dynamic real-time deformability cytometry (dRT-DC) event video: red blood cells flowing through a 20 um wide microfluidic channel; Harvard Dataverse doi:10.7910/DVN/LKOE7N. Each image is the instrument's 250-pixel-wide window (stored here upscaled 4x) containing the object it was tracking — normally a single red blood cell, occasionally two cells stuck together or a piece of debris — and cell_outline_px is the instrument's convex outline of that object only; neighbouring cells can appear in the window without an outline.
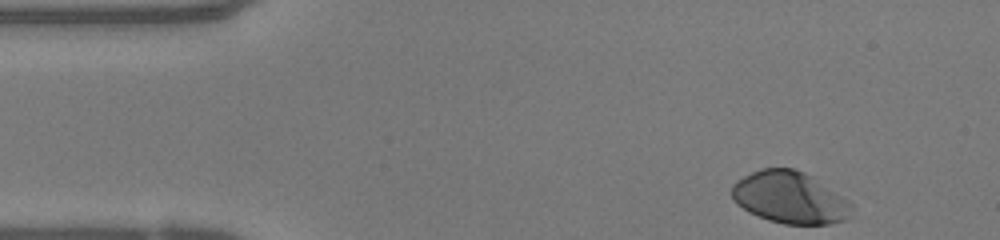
{"species": "human", "species_latin": "Homo sapiens", "temperature_condition": "warm", "stored_images_in_passage": 35, "camera_frame_rate_fps": 3000, "um_per_image_px": 0.085, "donor": {"sex": "female"}, "frame": {"image": 1, "passage_image": 1, "time_ms": 0.0, "image_size_px": [1000, 240], "cell_outline_px": [[848, 220], [828, 224], [784, 224], [768, 220], [748, 212], [736, 204], [732, 196], [732, 184], [736, 180], [760, 168], [792, 168], [804, 172], [812, 176], [848, 200]], "centroid_in_image_um": [67.08, 16.79], "position_along_channel_um": 17.9, "area_um2": 36.01}}
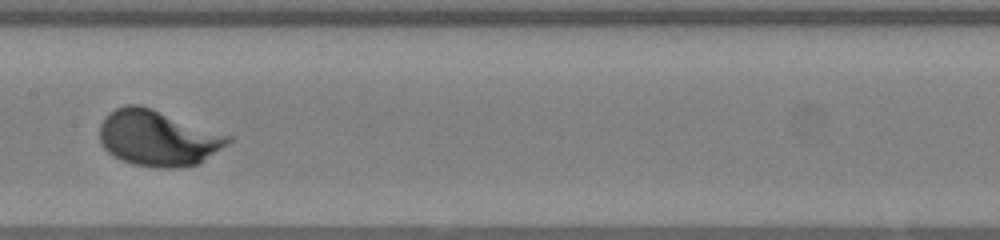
{"frame": {"image": 2, "passage_image": 20, "time_ms": 6.333, "image_size_px": [1000, 240], "cell_outline_px": [[232, 140], [228, 144], [200, 164], [176, 168], [156, 168], [132, 164], [120, 160], [112, 156], [100, 144], [100, 124], [104, 116], [108, 112], [124, 104], [136, 104], [152, 108], [232, 136]], "centroid_in_image_um": [13.4, 11.74], "position_along_channel_um": 194.0, "area_um2": 42.25}}
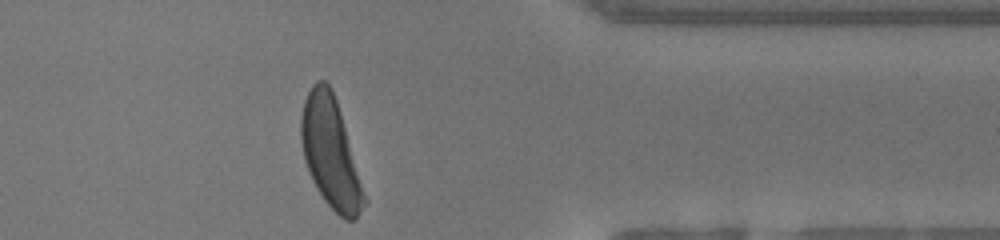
{"frame": {"image": 3, "passage_image": 35, "time_ms": 11.333, "image_size_px": [1000, 240], "cell_outline_px": [[368, 200], [356, 220], [344, 220], [324, 200], [316, 188], [312, 180], [304, 160], [300, 140], [300, 116], [304, 100], [312, 84], [316, 80], [324, 80], [332, 88], [340, 112]], "centroid_in_image_um": [28.09, 13.0], "position_along_channel_um": 383.3, "area_um2": 40.69}, "authors_computed_cell_mechanics": {"area_um2": 38.437, "velocity_mm_per_s": 4.1453, "shape_relaxation_time_tau1_ms": 2.0339, "shape_relaxation_time_tau2_ms": null, "deformation_change_tau1": 0.1559, "deformation_change_tau2": null}}